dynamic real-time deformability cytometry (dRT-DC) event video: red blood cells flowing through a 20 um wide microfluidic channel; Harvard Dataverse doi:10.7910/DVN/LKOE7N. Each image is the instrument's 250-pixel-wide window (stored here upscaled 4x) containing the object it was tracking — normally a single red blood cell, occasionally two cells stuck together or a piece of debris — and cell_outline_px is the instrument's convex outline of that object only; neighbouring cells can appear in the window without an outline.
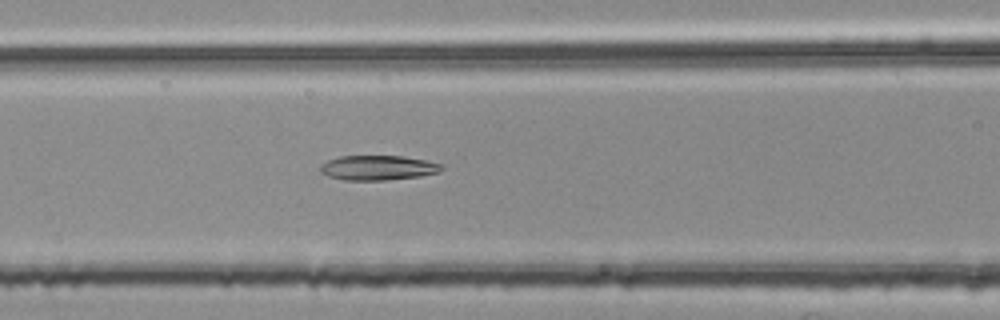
{"species": "common noctule bat (a hibernating species)", "species_latin": "Nyctalus noctula", "temperature_condition": "room temperature", "stored_images_in_passage": 28, "camera_frame_rate_fps": 3000, "um_per_image_px": 0.085, "animal": {"sex": "female", "body_mass_g": 25.1}, "frame": {"image": 1, "passage_image": 8, "time_ms": 2.333, "image_size_px": [1000, 320], "cell_outline_px": [[444, 168], [440, 172], [420, 176], [384, 180], [344, 180], [328, 176], [320, 172], [320, 164], [328, 160], [340, 156], [404, 156], [444, 164]], "centroid_in_image_um": [32.13, 14.26], "position_along_channel_um": 134.5, "area_um2": 17.57}}
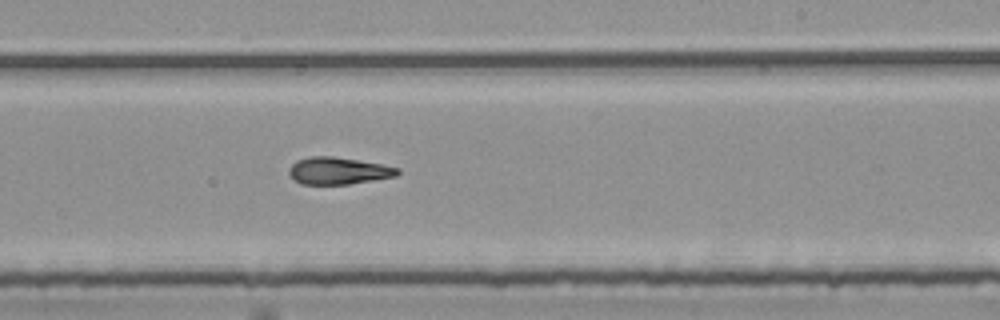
{"frame": {"image": 2, "passage_image": 18, "time_ms": 5.667, "image_size_px": [1000, 320], "cell_outline_px": [[400, 172], [396, 176], [348, 184], [300, 184], [288, 176], [288, 168], [296, 160], [312, 156], [332, 156], [384, 164], [400, 168]], "centroid_in_image_um": [28.73, 14.51], "position_along_channel_um": 260.3, "area_um2": 17.28}}
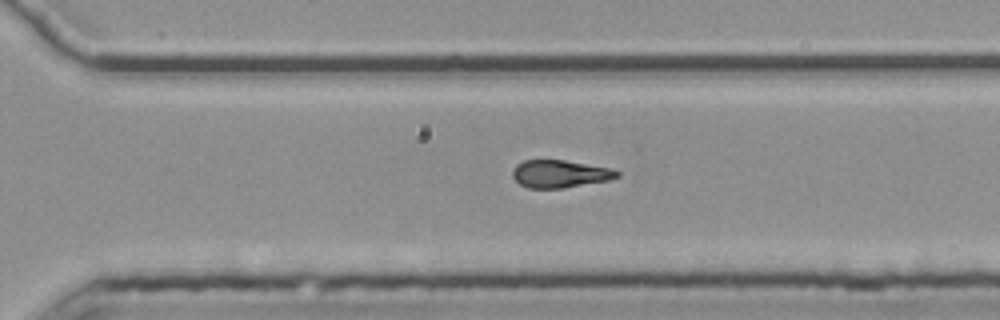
{"frame": {"image": 3, "passage_image": 23, "time_ms": 7.333, "image_size_px": [1000, 320], "cell_outline_px": [[620, 176], [608, 180], [564, 188], [528, 188], [520, 184], [512, 176], [512, 172], [516, 164], [524, 160], [564, 160], [612, 168], [620, 172]], "centroid_in_image_um": [47.6, 14.77], "position_along_channel_um": 323.0, "area_um2": 16.82}, "authors_computed_cell_mechanics": {"area_um2": 17.3689, "velocity_mm_per_s": 3.7799, "shape_relaxation_time_tau1_ms": 8.2141, "shape_relaxation_time_tau2_ms": 5.1804, "deformation_change_tau1": 0.2081, "deformation_change_tau2": 0.1598}}